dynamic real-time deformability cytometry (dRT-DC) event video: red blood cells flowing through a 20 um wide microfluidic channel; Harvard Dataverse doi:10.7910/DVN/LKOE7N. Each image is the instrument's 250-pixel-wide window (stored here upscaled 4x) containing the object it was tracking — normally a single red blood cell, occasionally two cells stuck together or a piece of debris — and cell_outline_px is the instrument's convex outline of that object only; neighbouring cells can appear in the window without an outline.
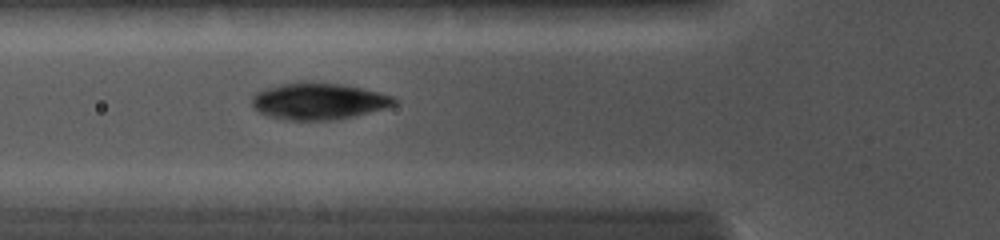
{"species": "common noctule bat (a hibernating species)", "species_latin": "Nyctalus noctula", "temperature_condition": "cold", "stored_images_in_passage": 7, "camera_frame_rate_fps": 5000, "um_per_image_px": 0.085, "animal": {"sex": "female", "body_mass_g": 19.0, "forearm_length_mm": 56.7}, "frame": {"image": 1, "passage_image": 6, "time_ms": 4.8, "image_size_px": [1000, 240], "cell_outline_px": [[400, 100], [396, 104], [384, 108], [340, 120], [284, 120], [268, 116], [260, 112], [252, 104], [252, 96], [256, 92], [268, 88], [296, 80], [312, 80], [340, 84], [364, 88], [392, 96]], "centroid_in_image_um": [27.09, 8.58], "position_along_channel_um": 98.7, "area_um2": 30.87}}
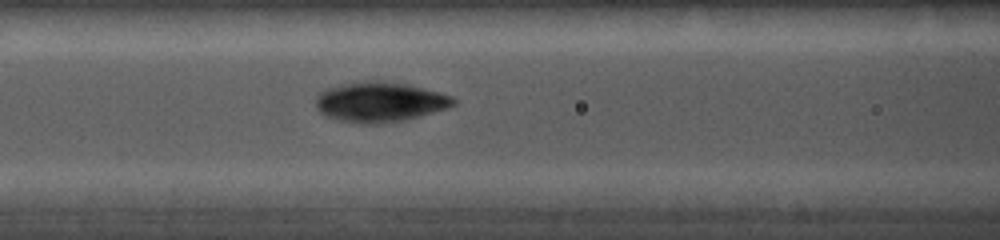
{"frame": {"image": 2, "passage_image": 7, "time_ms": 5.6, "image_size_px": [1000, 240], "cell_outline_px": [[456, 104], [448, 108], [420, 116], [404, 120], [380, 124], [364, 124], [336, 120], [324, 116], [316, 108], [316, 96], [324, 88], [364, 80], [376, 80], [408, 84], [440, 92], [452, 96], [456, 100]], "centroid_in_image_um": [32.27, 8.67], "position_along_channel_um": 134.3, "area_um2": 32.48}}